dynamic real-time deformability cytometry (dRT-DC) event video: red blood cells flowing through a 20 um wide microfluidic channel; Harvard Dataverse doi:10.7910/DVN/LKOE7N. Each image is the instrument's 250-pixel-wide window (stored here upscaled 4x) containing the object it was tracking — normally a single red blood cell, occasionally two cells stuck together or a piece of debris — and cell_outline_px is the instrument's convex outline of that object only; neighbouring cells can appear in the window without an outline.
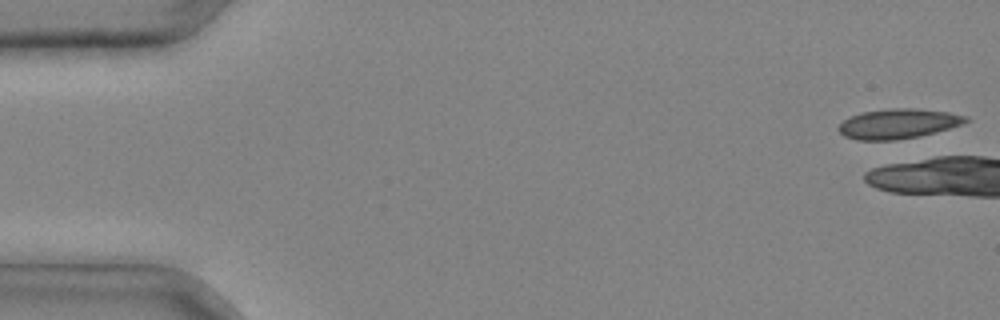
{"species": "common noctule bat (a hibernating species)", "species_latin": "Nyctalus noctula", "temperature_condition": "cold", "stored_images_in_passage": 4, "camera_frame_rate_fps": 3000, "um_per_image_px": 0.085, "animal": {"sex": "male", "body_mass_g": 20.4}, "frame": {"image": 1, "passage_image": 1, "time_ms": 0.0, "image_size_px": [1000, 320], "cell_outline_px": [[972, 120], [936, 132], [920, 136], [896, 140], [856, 140], [844, 136], [836, 128], [844, 120], [860, 112], [888, 108], [916, 108], [948, 112], [968, 116]], "centroid_in_image_um": [76.34, 10.51], "position_along_channel_um": 8.7, "area_um2": 22.25}}